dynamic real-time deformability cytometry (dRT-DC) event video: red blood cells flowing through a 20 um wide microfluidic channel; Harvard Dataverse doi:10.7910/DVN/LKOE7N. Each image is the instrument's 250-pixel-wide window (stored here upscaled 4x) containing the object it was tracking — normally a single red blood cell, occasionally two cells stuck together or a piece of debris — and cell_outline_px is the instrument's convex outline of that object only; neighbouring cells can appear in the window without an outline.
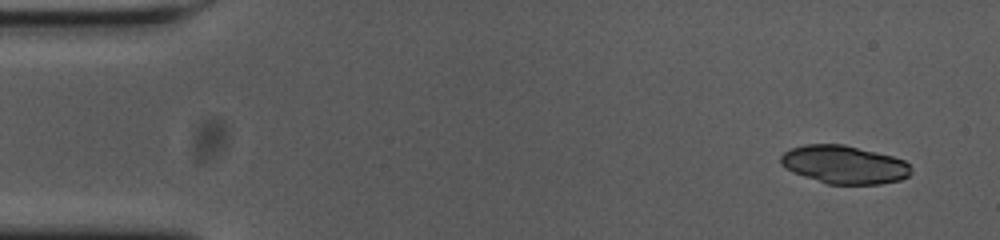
{"species": "common noctule bat (a hibernating species)", "species_latin": "Nyctalus noctula", "temperature_condition": "cold", "stored_images_in_passage": 52, "camera_frame_rate_fps": 3000, "um_per_image_px": 0.085, "animal": {"sex": "female", "body_mass_g": 23.0, "forearm_length_mm": 53.4}, "frame": {"image": 1, "passage_image": 1, "time_ms": 0.0, "image_size_px": [1000, 240], "cell_outline_px": [[912, 172], [908, 176], [900, 180], [880, 184], [828, 184], [792, 172], [780, 164], [780, 156], [784, 152], [792, 148], [804, 144], [844, 144], [892, 156], [904, 160], [912, 168]], "centroid_in_image_um": [71.75, 13.99], "position_along_channel_um": 13.2, "area_um2": 29.02}, "authors_computed_cell_mechanics": {"area_um2": 24.9985, "velocity_mm_per_s": 3.659, "shape_relaxation_time_tau1_ms": 7.8029, "shape_relaxation_time_tau2_ms": 1.8922, "deformation_change_tau1": 0.2306, "deformation_change_tau2": 0.0747}}